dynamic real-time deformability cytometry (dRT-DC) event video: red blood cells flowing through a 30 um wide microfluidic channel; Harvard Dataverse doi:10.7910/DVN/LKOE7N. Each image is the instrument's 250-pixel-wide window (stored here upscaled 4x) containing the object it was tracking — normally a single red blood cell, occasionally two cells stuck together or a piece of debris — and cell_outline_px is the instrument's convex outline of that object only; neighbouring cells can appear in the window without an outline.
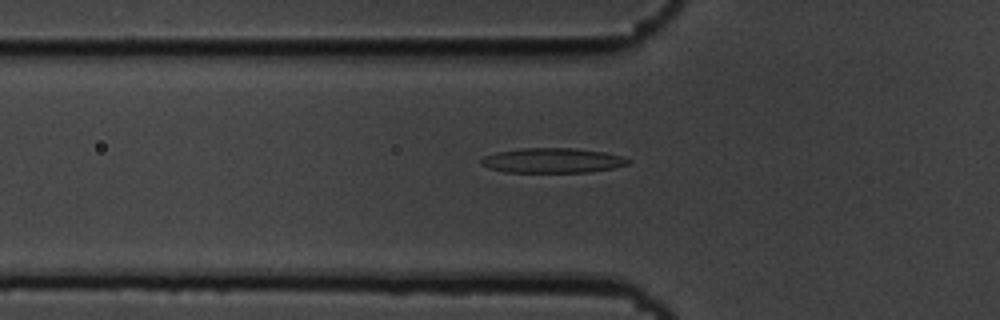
{"species": "common noctule bat (a hibernating species)", "species_latin": "Nyctalus noctula", "temperature_condition": "cold", "stored_images_in_passage": 55, "camera_frame_rate_fps": 3000, "um_per_image_px": 0.085, "animal": {"sex": "male", "body_mass_g": 19.5, "forearm_length_mm": 54.6}, "frame": {"image": 1, "passage_image": 19, "time_ms": 6.0, "image_size_px": [1000, 320], "cell_outline_px": [[632, 160], [628, 164], [612, 168], [588, 172], [504, 172], [488, 168], [480, 164], [480, 160], [484, 156], [496, 152], [520, 148], [576, 148], [604, 152], [620, 156]], "centroid_in_image_um": [46.92, 13.64], "position_along_channel_um": 78.9, "area_um2": 21.33}}
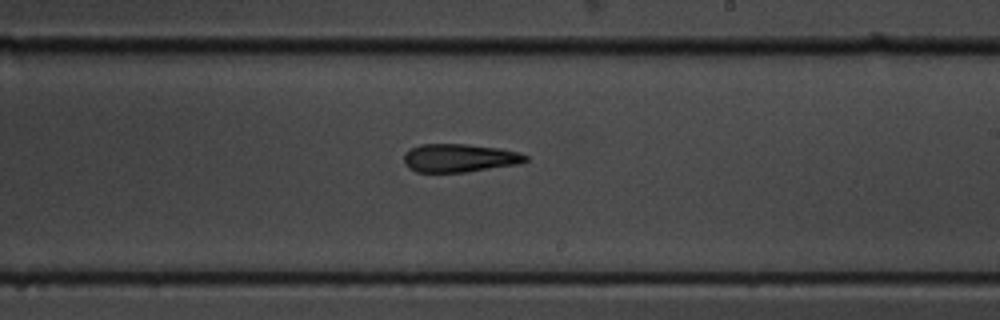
{"frame": {"image": 2, "passage_image": 33, "time_ms": 10.667, "image_size_px": [1000, 320], "cell_outline_px": [[528, 160], [520, 164], [464, 172], [416, 172], [408, 168], [404, 164], [404, 152], [420, 144], [464, 144], [500, 148], [516, 152], [528, 156]], "centroid_in_image_um": [39.03, 13.43], "position_along_channel_um": 250.0, "area_um2": 20.06}}
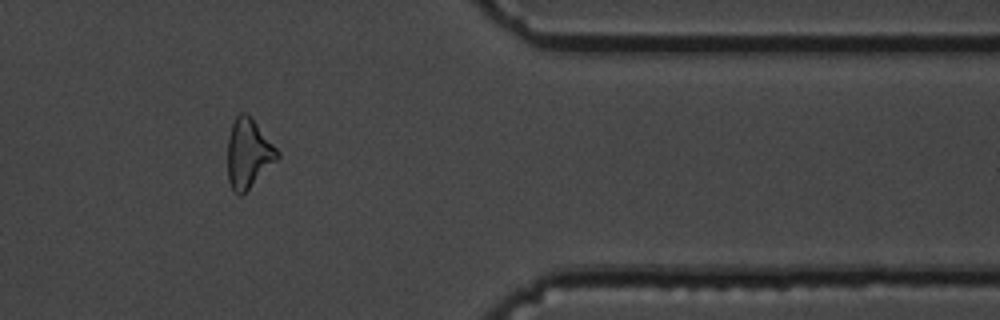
{"frame": {"image": 3, "passage_image": 46, "time_ms": 15.0, "image_size_px": [1000, 320], "cell_outline_px": [[280, 156], [240, 196], [232, 188], [228, 180], [228, 136], [232, 124], [236, 116], [240, 112], [244, 112], [256, 124], [280, 152]], "centroid_in_image_um": [21.09, 13.03], "position_along_channel_um": 390.3, "area_um2": 19.36}, "authors_computed_cell_mechanics": {"area_um2": 20.4034, "velocity_mm_per_s": 3.661, "shape_relaxation_time_tau1_ms": 9.6518, "shape_relaxation_time_tau2_ms": 4.9204, "deformation_change_tau1": 0.2247, "deformation_change_tau2": 0.1718}}